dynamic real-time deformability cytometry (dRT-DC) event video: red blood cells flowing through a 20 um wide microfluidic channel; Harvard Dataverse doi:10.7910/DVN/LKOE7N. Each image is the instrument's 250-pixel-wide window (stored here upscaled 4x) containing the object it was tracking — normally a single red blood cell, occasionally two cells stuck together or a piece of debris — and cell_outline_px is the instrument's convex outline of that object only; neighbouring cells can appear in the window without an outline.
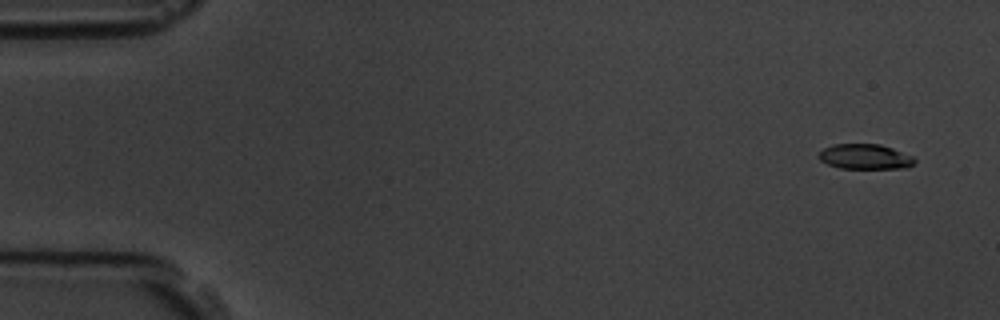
{"species": "common noctule bat (a hibernating species)", "species_latin": "Nyctalus noctula", "temperature_condition": "room temperature", "stored_images_in_passage": 5, "camera_frame_rate_fps": 3000, "um_per_image_px": 0.085, "animal": {"sex": "male", "body_mass_g": 19.5, "forearm_length_mm": 54.6}, "frame": {"image": 1, "passage_image": 1, "time_ms": 0.0, "image_size_px": [1000, 320], "cell_outline_px": [[916, 160], [908, 168], [840, 168], [828, 164], [820, 160], [816, 156], [824, 148], [832, 144], [880, 144], [892, 148], [912, 156]], "centroid_in_image_um": [73.51, 13.31], "position_along_channel_um": 11.5, "area_um2": 13.99}}
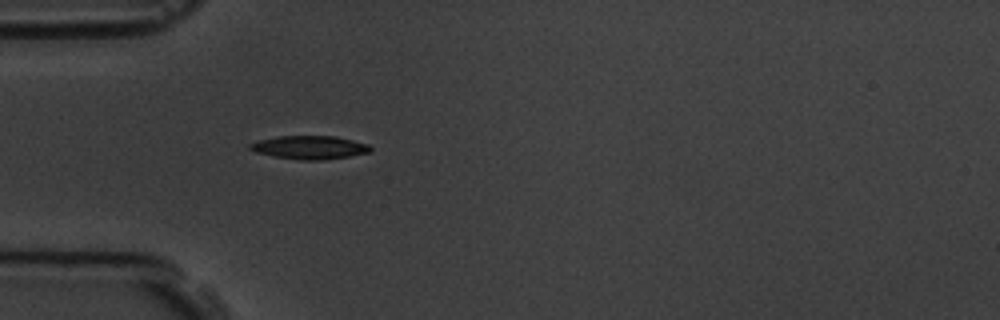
{"frame": {"image": 2, "passage_image": 5, "time_ms": 4.667, "image_size_px": [1000, 320], "cell_outline_px": [[372, 152], [324, 160], [300, 160], [276, 156], [256, 152], [248, 148], [248, 144], [260, 140], [276, 136], [336, 136], [368, 144], [372, 148]], "centroid_in_image_um": [26.33, 12.52], "position_along_channel_um": 58.7, "area_um2": 16.36}}